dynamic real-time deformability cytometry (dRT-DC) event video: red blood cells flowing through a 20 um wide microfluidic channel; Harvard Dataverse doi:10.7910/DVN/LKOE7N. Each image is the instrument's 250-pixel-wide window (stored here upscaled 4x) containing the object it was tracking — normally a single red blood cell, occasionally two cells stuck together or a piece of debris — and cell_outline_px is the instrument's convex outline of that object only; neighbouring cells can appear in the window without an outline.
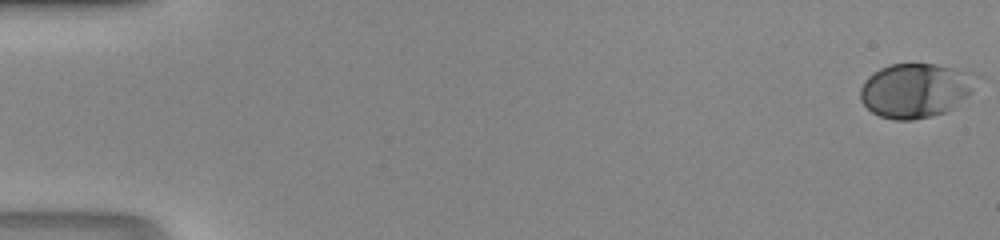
{"species": "human", "species_latin": "Homo sapiens", "temperature_condition": "room temperature", "stored_images_in_passage": 49, "camera_frame_rate_fps": 3000, "um_per_image_px": 0.085, "donor": {"sex": "male"}, "frame": {"image": 1, "passage_image": 1, "time_ms": 0.0, "image_size_px": [1000, 240], "cell_outline_px": [[968, 92], [952, 108], [944, 112], [912, 120], [896, 120], [880, 116], [872, 112], [860, 100], [860, 88], [864, 80], [868, 76], [880, 68], [888, 64], [936, 64], [948, 68], [968, 88]], "centroid_in_image_um": [77.48, 7.74], "position_along_channel_um": 7.5, "area_um2": 34.1}}
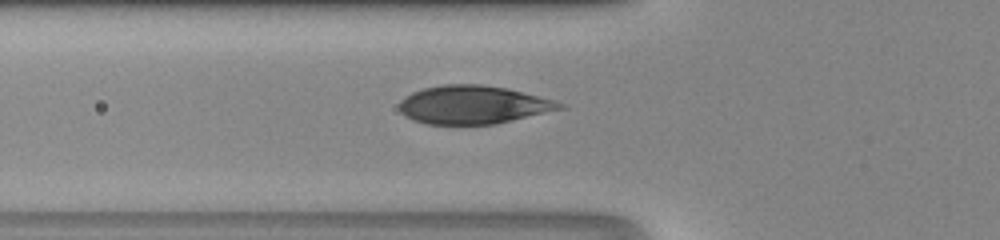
{"frame": {"image": 2, "passage_image": 19, "time_ms": 6.0, "image_size_px": [1000, 240], "cell_outline_px": [[564, 108], [496, 124], [428, 124], [412, 120], [404, 116], [400, 112], [400, 100], [404, 96], [412, 92], [424, 88], [444, 84], [480, 84], [508, 88], [556, 100], [564, 104]], "centroid_in_image_um": [40.2, 8.9], "position_along_channel_um": 85.6, "area_um2": 35.89}}
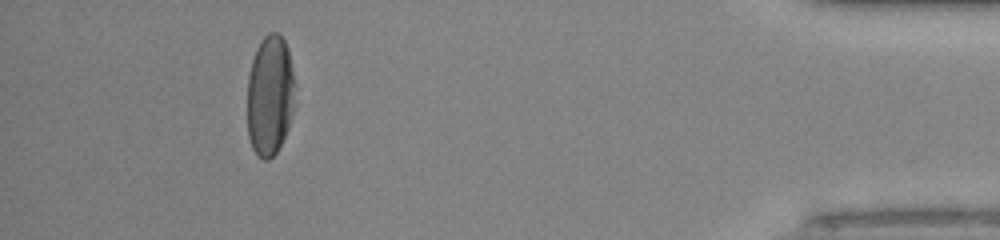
{"frame": {"image": 3, "passage_image": 45, "time_ms": 14.667, "image_size_px": [1000, 240], "cell_outline_px": [[296, 84], [292, 112], [288, 128], [276, 152], [268, 160], [264, 160], [256, 156], [252, 148], [248, 136], [248, 76], [252, 60], [256, 48], [264, 36], [268, 32], [276, 32], [284, 40], [288, 48]], "centroid_in_image_um": [22.95, 8.1], "position_along_channel_um": 412.3, "area_um2": 33.76}}